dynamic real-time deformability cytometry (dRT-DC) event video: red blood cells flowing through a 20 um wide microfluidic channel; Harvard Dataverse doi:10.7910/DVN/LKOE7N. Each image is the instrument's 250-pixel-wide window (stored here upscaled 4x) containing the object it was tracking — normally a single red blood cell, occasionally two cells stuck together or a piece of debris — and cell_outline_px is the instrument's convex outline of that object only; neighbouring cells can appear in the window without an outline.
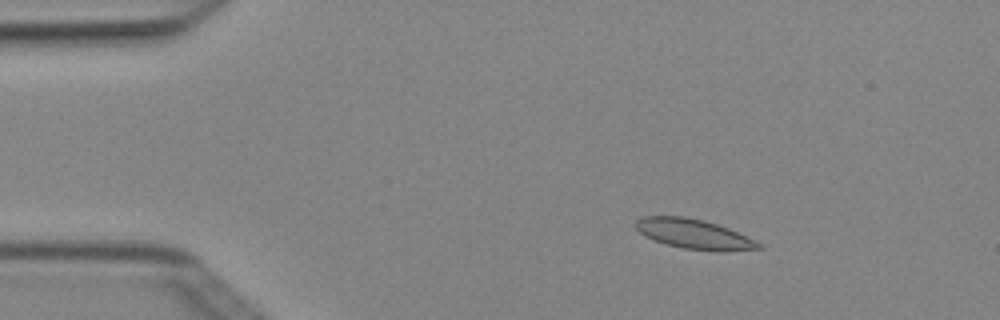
{"species": "Egyptian fruit bat (a non-hibernating species)", "species_latin": "Rousettus aegyptiacus", "temperature_condition": "cold", "stored_images_in_passage": 5, "camera_frame_rate_fps": 3000, "um_per_image_px": 0.085, "animal": {"sex": "female"}, "frame": {"image": 1, "passage_image": 3, "time_ms": 0.667, "image_size_px": [1000, 320], "cell_outline_px": [[764, 248], [720, 252], [716, 252], [684, 248], [668, 244], [644, 236], [636, 228], [636, 220], [644, 216], [684, 216], [704, 220], [728, 228], [760, 244]], "centroid_in_image_um": [58.97, 19.89], "position_along_channel_um": 26.0, "area_um2": 20.98}}
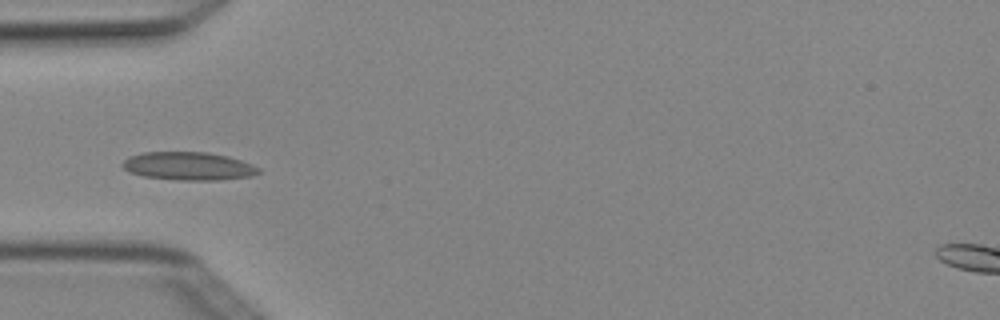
{"frame": {"image": 2, "passage_image": 5, "time_ms": 1.333, "image_size_px": [1000, 320], "cell_outline_px": [[260, 172], [252, 176], [220, 180], [180, 180], [144, 176], [128, 172], [120, 164], [128, 156], [144, 152], [208, 152], [228, 156], [252, 164], [260, 168]], "centroid_in_image_um": [16.01, 14.11], "position_along_channel_um": 69.0, "area_um2": 22.43}}